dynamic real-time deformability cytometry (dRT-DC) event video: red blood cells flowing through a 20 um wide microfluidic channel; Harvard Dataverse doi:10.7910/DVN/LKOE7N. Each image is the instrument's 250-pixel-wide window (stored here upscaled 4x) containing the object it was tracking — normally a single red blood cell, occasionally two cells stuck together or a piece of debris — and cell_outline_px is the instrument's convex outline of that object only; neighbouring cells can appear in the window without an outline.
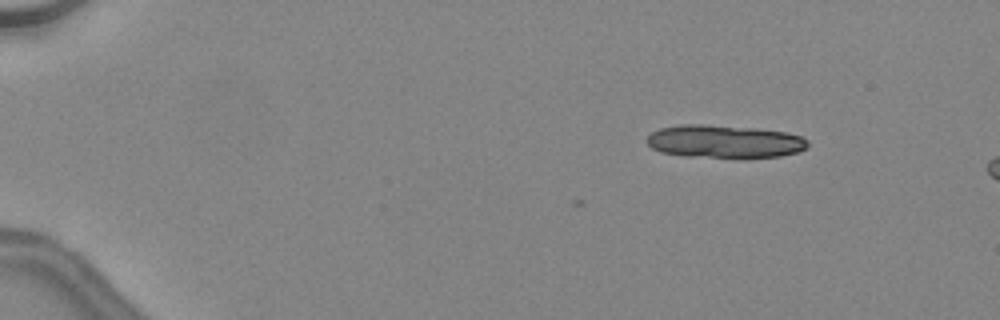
{"species": "common noctule bat (a hibernating species)", "species_latin": "Nyctalus noctula", "temperature_condition": "warm", "stored_images_in_passage": 9, "camera_frame_rate_fps": 3000, "um_per_image_px": 0.085, "animal": {"sex": "female", "body_mass_g": 24.6, "forearm_length_mm": 56.2}, "frame": {"image": 1, "passage_image": 9, "time_ms": 2.667, "image_size_px": [1000, 320], "cell_outline_px": [[808, 144], [800, 152], [780, 156], [684, 156], [660, 152], [652, 148], [648, 144], [648, 136], [652, 132], [660, 128], [680, 124], [704, 124], [756, 128], [788, 132], [800, 136], [808, 140]], "centroid_in_image_um": [61.57, 12.0], "position_along_channel_um": 23.4, "area_um2": 30.52}}